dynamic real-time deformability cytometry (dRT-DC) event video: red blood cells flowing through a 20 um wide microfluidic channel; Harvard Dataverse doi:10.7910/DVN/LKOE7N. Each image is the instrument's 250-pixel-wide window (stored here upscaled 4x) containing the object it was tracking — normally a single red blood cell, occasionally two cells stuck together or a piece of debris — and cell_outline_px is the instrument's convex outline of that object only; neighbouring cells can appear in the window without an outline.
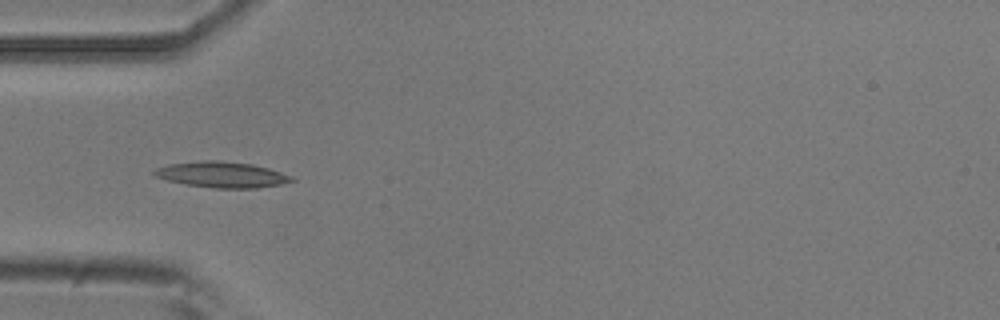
{"species": "common noctule bat (a hibernating species)", "species_latin": "Nyctalus noctula", "temperature_condition": "room temperature", "stored_images_in_passage": 3, "camera_frame_rate_fps": 3000, "um_per_image_px": 0.085, "animal": {"sex": "male", "body_mass_g": 20.5, "forearm_length_mm": 52.5}, "frame": {"image": 1, "passage_image": 1, "time_ms": 0.0, "image_size_px": [1000, 320], "cell_outline_px": [[296, 180], [280, 184], [256, 188], [216, 188], [184, 184], [168, 180], [156, 176], [152, 172], [156, 168], [168, 164], [200, 160], [216, 160], [252, 164], [268, 168], [292, 176]], "centroid_in_image_um": [18.84, 14.84], "position_along_channel_um": 66.2, "area_um2": 20.58}}